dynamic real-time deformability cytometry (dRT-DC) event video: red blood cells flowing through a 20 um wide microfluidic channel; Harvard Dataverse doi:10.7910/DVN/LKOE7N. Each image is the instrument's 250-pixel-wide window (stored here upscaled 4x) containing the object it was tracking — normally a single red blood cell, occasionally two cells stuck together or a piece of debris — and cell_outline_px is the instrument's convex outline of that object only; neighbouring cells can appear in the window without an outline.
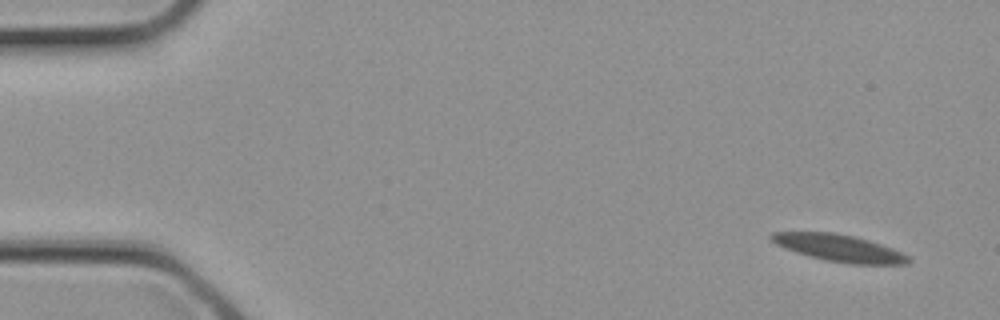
{"species": "common noctule bat (a hibernating species)", "species_latin": "Nyctalus noctula", "temperature_condition": "cold", "stored_images_in_passage": 4, "camera_frame_rate_fps": 3000, "um_per_image_px": 0.085, "animal": {"sex": "female", "body_mass_g": 21.9}, "frame": {"image": 1, "passage_image": 4, "time_ms": 1.0, "image_size_px": [1000, 320], "cell_outline_px": [[912, 260], [908, 264], [852, 264], [824, 260], [776, 244], [768, 236], [772, 232], [832, 232], [852, 236], [868, 240], [892, 248], [908, 256]], "centroid_in_image_um": [71.37, 21.08], "position_along_channel_um": 13.6, "area_um2": 21.1}}